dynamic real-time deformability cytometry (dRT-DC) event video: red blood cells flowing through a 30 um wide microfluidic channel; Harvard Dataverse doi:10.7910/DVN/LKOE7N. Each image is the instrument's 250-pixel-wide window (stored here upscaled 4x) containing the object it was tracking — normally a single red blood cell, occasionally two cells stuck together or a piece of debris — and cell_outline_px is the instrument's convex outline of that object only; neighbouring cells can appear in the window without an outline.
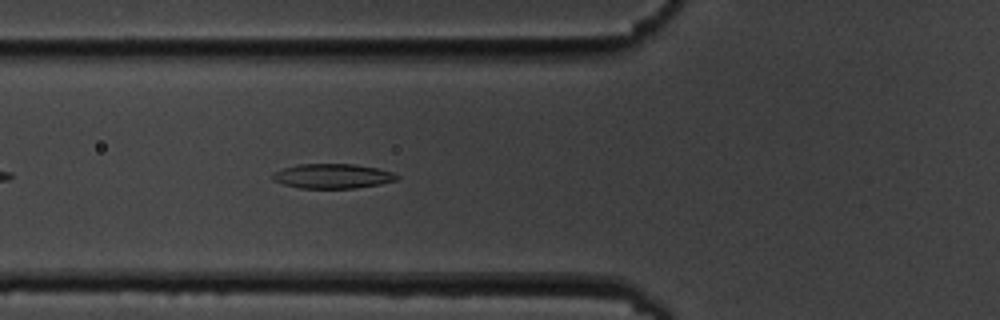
{"species": "common noctule bat (a hibernating species)", "species_latin": "Nyctalus noctula", "temperature_condition": "cold", "stored_images_in_passage": 4, "camera_frame_rate_fps": 3000, "um_per_image_px": 0.085, "animal": {"sex": "male", "body_mass_g": 19.5, "forearm_length_mm": 54.6}, "frame": {"image": 1, "passage_image": 4, "time_ms": 3.333, "image_size_px": [1000, 320], "cell_outline_px": [[400, 176], [396, 180], [380, 184], [356, 188], [300, 188], [284, 184], [272, 180], [272, 172], [296, 164], [352, 164], [376, 168], [392, 172]], "centroid_in_image_um": [28.24, 14.97], "position_along_channel_um": 97.6, "area_um2": 17.8}}